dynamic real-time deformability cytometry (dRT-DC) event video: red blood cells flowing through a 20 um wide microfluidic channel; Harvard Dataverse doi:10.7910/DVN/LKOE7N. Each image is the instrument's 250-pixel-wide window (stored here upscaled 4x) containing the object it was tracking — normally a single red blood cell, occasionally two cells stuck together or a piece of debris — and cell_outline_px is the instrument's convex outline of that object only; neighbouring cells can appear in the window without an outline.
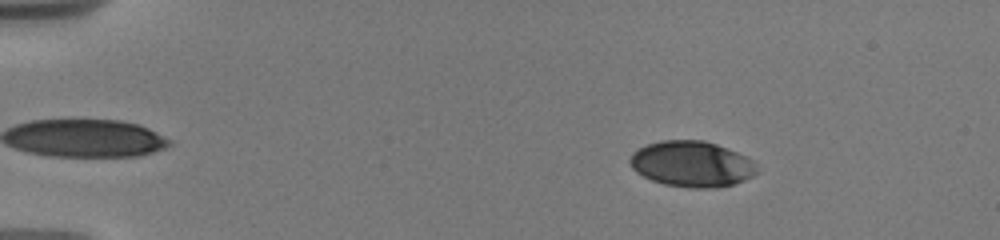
{"species": "human", "species_latin": "Homo sapiens", "temperature_condition": "warm", "stored_images_in_passage": 68, "camera_frame_rate_fps": 3000, "um_per_image_px": 0.085, "donor": {"sex": "male"}, "frame": {"image": 1, "passage_image": 10, "time_ms": 2.333, "image_size_px": [1000, 240], "cell_outline_px": [[756, 172], [752, 176], [744, 180], [732, 184], [716, 188], [692, 188], [664, 184], [652, 180], [636, 172], [632, 168], [628, 160], [632, 152], [648, 144], [660, 140], [704, 140], [728, 148], [752, 160], [756, 164]], "centroid_in_image_um": [58.78, 13.94], "position_along_channel_um": 26.2, "area_um2": 33.81}}
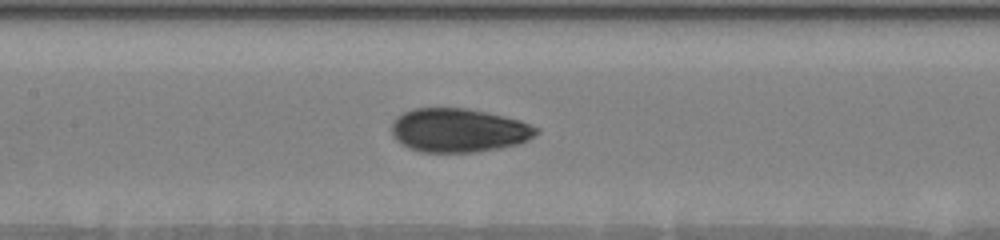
{"frame": {"image": 2, "passage_image": 35, "time_ms": 8.667, "image_size_px": [1000, 240], "cell_outline_px": [[540, 132], [528, 140], [516, 144], [476, 152], [420, 152], [408, 148], [400, 144], [392, 136], [392, 124], [396, 116], [404, 112], [416, 108], [468, 108], [504, 116], [520, 120], [540, 128]], "centroid_in_image_um": [38.97, 11.07], "position_along_channel_um": 168.4, "area_um2": 37.05}}
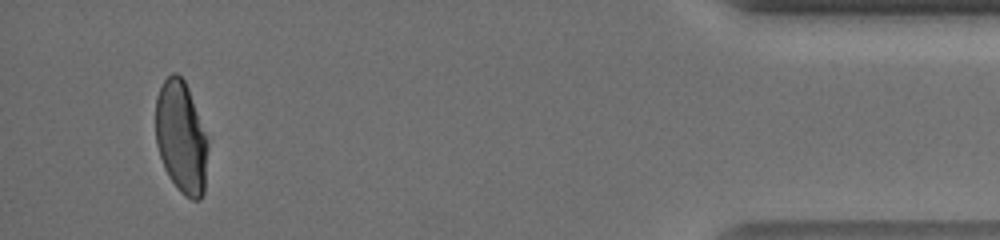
{"frame": {"image": 3, "passage_image": 65, "time_ms": 17.0, "image_size_px": [1000, 240], "cell_outline_px": [[208, 148], [204, 192], [200, 200], [192, 200], [184, 196], [180, 192], [168, 176], [164, 168], [156, 144], [156, 96], [164, 80], [172, 72], [176, 72], [184, 80], [188, 88], [208, 140]], "centroid_in_image_um": [15.4, 11.7], "position_along_channel_um": 419.8, "area_um2": 34.28}, "authors_computed_cell_mechanics": {"area_um2": 35.5759, "velocity_mm_per_s": 3.7223, "shape_relaxation_time_tau1_ms": 6.2515, "shape_relaxation_time_tau2_ms": 1.1722, "deformation_change_tau1": 0.1933, "deformation_change_tau2": 0.0547}}